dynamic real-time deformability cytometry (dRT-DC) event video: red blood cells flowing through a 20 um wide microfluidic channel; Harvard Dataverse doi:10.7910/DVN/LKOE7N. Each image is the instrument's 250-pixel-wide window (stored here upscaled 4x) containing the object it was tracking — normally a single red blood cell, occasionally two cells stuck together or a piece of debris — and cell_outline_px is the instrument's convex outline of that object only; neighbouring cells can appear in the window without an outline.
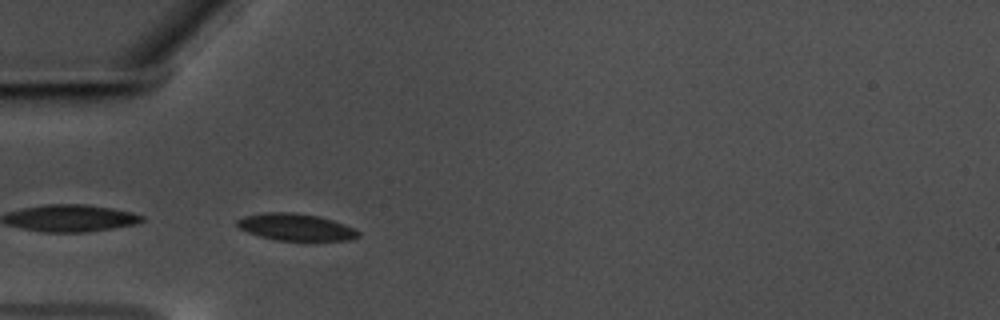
{"species": "common noctule bat (a hibernating species)", "species_latin": "Nyctalus noctula", "temperature_condition": "warm", "stored_images_in_passage": 23, "camera_frame_rate_fps": 3000, "um_per_image_px": 0.085, "animal": {"sex": "male", "body_mass_g": 17.5, "forearm_length_mm": 52.3}, "frame": {"image": 1, "passage_image": 1, "time_ms": 0.0, "image_size_px": [1000, 320], "cell_outline_px": [[360, 236], [348, 240], [280, 240], [260, 236], [248, 232], [240, 228], [236, 224], [236, 220], [244, 216], [264, 212], [292, 212], [320, 216], [344, 224], [360, 232]], "centroid_in_image_um": [25.13, 19.29], "position_along_channel_um": 59.9, "area_um2": 18.84}}